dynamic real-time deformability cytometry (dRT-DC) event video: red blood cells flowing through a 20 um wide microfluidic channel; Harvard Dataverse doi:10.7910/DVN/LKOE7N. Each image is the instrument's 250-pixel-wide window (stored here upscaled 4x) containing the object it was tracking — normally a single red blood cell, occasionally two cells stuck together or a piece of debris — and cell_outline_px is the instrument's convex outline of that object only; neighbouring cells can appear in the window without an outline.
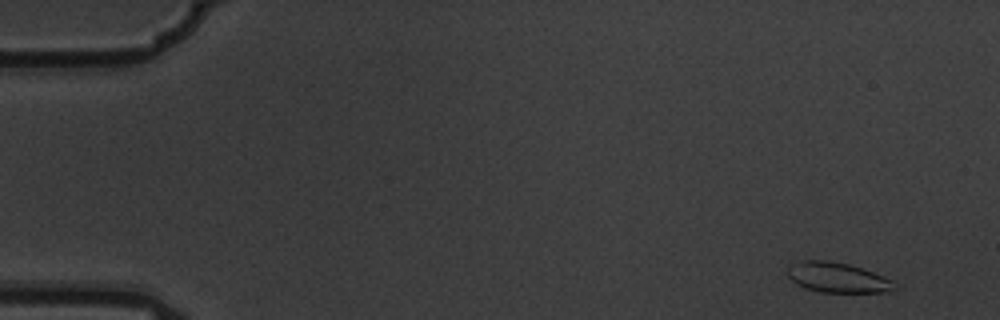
{"species": "common noctule bat (a hibernating species)", "species_latin": "Nyctalus noctula", "temperature_condition": "warm", "stored_images_in_passage": 9, "camera_frame_rate_fps": 3000, "um_per_image_px": 0.085, "animal": {"sex": "male", "body_mass_g": 19.5, "forearm_length_mm": 54.6}, "frame": {"image": 1, "passage_image": 1, "time_ms": 0.0, "image_size_px": [1000, 320], "cell_outline_px": [[896, 288], [888, 292], [820, 292], [804, 288], [796, 284], [784, 272], [788, 264], [804, 260], [828, 260], [848, 264], [872, 272], [892, 280]], "centroid_in_image_um": [71.1, 23.58], "position_along_channel_um": 13.9, "area_um2": 18.84}}
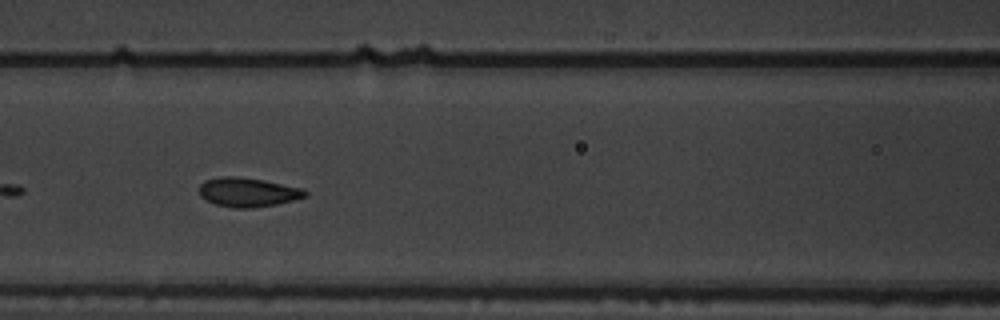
{"frame": {"image": 2, "passage_image": 7, "time_ms": 2.0, "image_size_px": [1000, 320], "cell_outline_px": [[308, 196], [276, 204], [252, 208], [232, 208], [216, 204], [200, 196], [200, 184], [204, 180], [220, 176], [236, 176], [264, 180], [300, 188], [308, 192]], "centroid_in_image_um": [21.05, 16.33], "position_along_channel_um": 145.6, "area_um2": 17.92}}
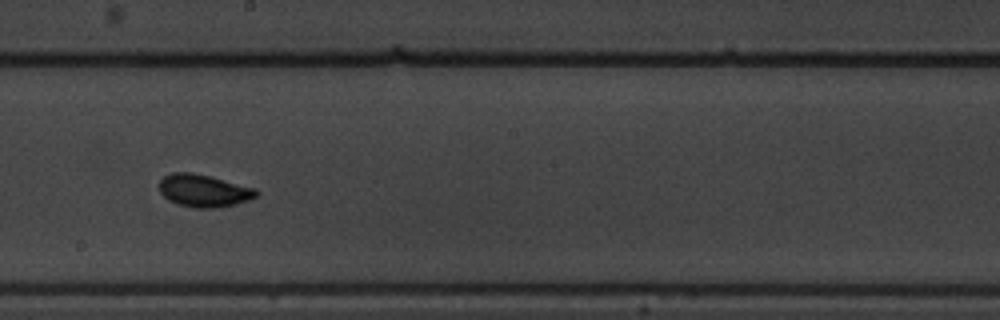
{"frame": {"image": 3, "passage_image": 9, "time_ms": 2.667, "image_size_px": [1000, 320], "cell_outline_px": [[260, 192], [256, 196], [248, 200], [236, 204], [216, 208], [196, 208], [176, 204], [168, 200], [160, 192], [160, 180], [164, 176], [172, 172], [192, 172], [256, 188]], "centroid_in_image_um": [17.31, 16.21], "position_along_channel_um": 230.9, "area_um2": 18.38}}